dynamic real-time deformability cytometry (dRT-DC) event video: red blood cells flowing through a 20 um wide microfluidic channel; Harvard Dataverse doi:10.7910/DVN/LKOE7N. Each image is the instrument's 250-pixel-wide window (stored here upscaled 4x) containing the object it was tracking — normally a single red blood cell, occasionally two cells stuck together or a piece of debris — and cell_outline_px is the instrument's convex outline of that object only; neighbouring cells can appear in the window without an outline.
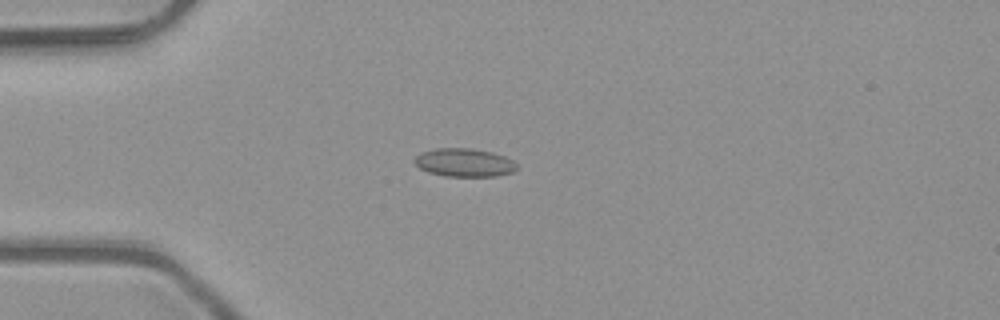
{"species": "common noctule bat (a hibernating species)", "species_latin": "Nyctalus noctula", "temperature_condition": "room temperature", "stored_images_in_passage": 4, "camera_frame_rate_fps": 3000, "um_per_image_px": 0.085, "animal": {"sex": "male", "body_mass_g": 23.1, "forearm_length_mm": 52.7}, "frame": {"image": 1, "passage_image": 3, "time_ms": 0.667, "image_size_px": [1000, 320], "cell_outline_px": [[516, 168], [512, 172], [496, 176], [444, 176], [428, 172], [420, 168], [416, 164], [416, 156], [420, 152], [436, 148], [472, 148], [492, 152], [504, 156], [512, 160], [516, 164]], "centroid_in_image_um": [39.46, 13.81], "position_along_channel_um": 45.5, "area_um2": 16.76}}
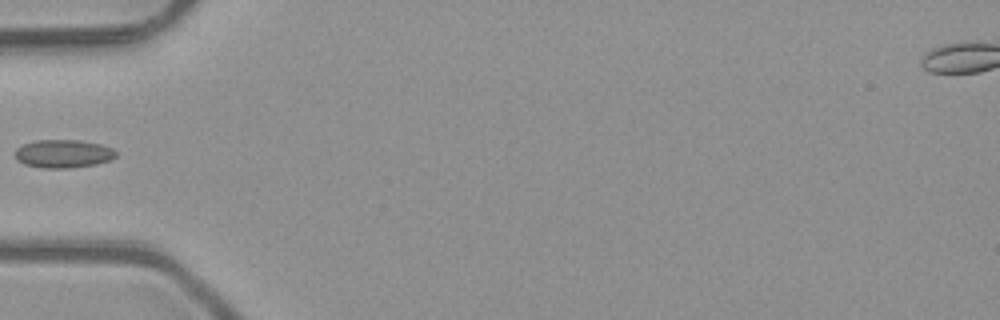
{"frame": {"image": 2, "passage_image": 4, "time_ms": 1.0, "image_size_px": [1000, 320], "cell_outline_px": [[116, 156], [112, 160], [96, 164], [68, 168], [40, 168], [24, 164], [16, 160], [16, 148], [20, 144], [36, 140], [80, 140], [100, 144], [112, 148], [116, 152]], "centroid_in_image_um": [5.36, 13.06], "position_along_channel_um": 79.6, "area_um2": 16.76}}